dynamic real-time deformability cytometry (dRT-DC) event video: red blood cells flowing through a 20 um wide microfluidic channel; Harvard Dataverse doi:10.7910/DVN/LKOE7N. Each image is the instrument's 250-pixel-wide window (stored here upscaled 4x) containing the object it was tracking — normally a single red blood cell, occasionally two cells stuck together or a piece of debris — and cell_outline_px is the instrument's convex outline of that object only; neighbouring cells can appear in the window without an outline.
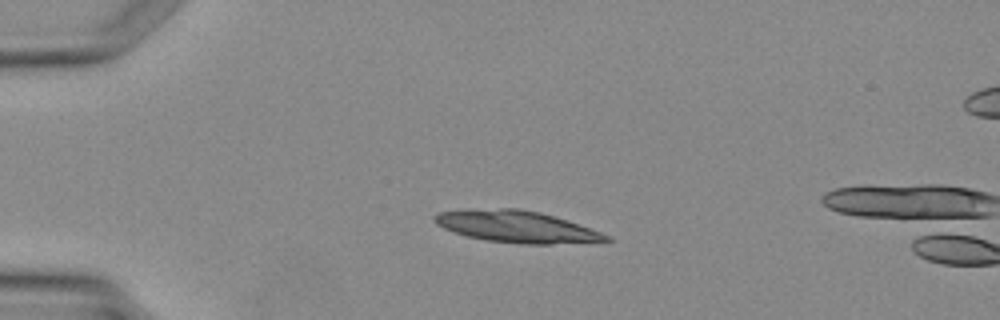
{"species": "Egyptian fruit bat (a non-hibernating species)", "species_latin": "Rousettus aegyptiacus", "temperature_condition": "warm", "stored_images_in_passage": 3, "camera_frame_rate_fps": 3000, "um_per_image_px": 0.085, "animal": {"sex": "female"}, "frame": {"image": 1, "passage_image": 2, "time_ms": 1.333, "image_size_px": [1000, 320], "cell_outline_px": [[612, 240], [552, 244], [524, 244], [484, 240], [452, 232], [436, 224], [432, 220], [432, 216], [440, 212], [468, 208], [520, 208], [540, 212], [600, 232], [608, 236]], "centroid_in_image_um": [43.78, 19.25], "position_along_channel_um": 41.2, "area_um2": 31.56}}